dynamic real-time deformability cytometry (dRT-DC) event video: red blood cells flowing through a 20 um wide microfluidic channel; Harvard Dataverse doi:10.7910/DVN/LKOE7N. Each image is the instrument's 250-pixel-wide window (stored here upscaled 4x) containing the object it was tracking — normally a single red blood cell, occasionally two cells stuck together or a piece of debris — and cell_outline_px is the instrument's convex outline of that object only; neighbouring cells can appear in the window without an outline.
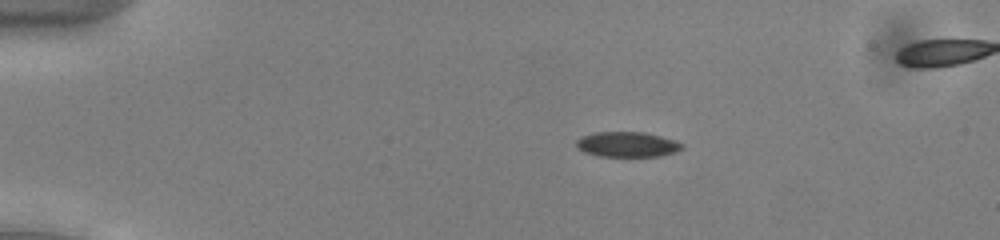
{"species": "common noctule bat (a hibernating species)", "species_latin": "Nyctalus noctula", "temperature_condition": "cold", "stored_images_in_passage": 53, "camera_frame_rate_fps": 3000, "um_per_image_px": 0.085, "animal": {"sex": "male", "body_mass_g": 13.0, "forearm_length_mm": 53.1}, "frame": {"image": 1, "passage_image": 11, "time_ms": 3.333, "image_size_px": [1000, 240], "cell_outline_px": [[684, 148], [676, 152], [660, 156], [600, 156], [584, 152], [576, 148], [576, 140], [580, 136], [592, 132], [644, 132], [676, 140], [684, 144]], "centroid_in_image_um": [53.31, 12.27], "position_along_channel_um": 31.7, "area_um2": 15.72}}
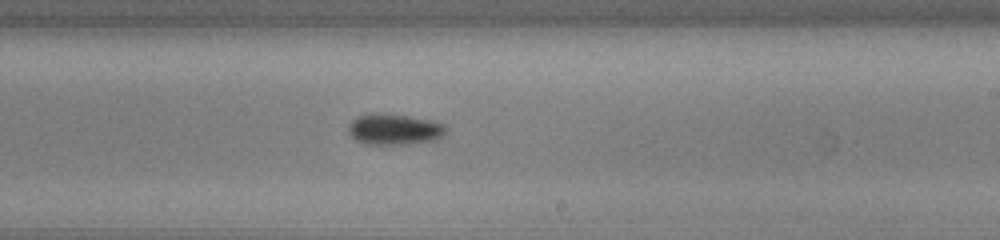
{"frame": {"image": 2, "passage_image": 33, "time_ms": 10.667, "image_size_px": [1000, 240], "cell_outline_px": [[448, 128], [440, 136], [432, 140], [408, 144], [364, 144], [356, 140], [348, 132], [348, 124], [356, 116], [372, 112], [376, 112], [408, 116], [432, 120], [444, 124]], "centroid_in_image_um": [33.46, 10.97], "position_along_channel_um": 255.5, "area_um2": 17.69}}
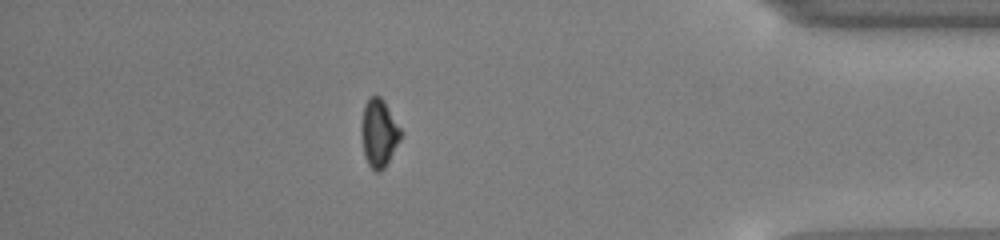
{"frame": {"image": 3, "passage_image": 47, "time_ms": 15.333, "image_size_px": [1000, 240], "cell_outline_px": [[404, 132], [400, 140], [384, 168], [380, 172], [376, 172], [368, 164], [364, 156], [360, 132], [360, 128], [364, 104], [368, 96], [380, 96], [384, 100]], "centroid_in_image_um": [32.2, 11.28], "position_along_channel_um": 403.0, "area_um2": 15.95}}